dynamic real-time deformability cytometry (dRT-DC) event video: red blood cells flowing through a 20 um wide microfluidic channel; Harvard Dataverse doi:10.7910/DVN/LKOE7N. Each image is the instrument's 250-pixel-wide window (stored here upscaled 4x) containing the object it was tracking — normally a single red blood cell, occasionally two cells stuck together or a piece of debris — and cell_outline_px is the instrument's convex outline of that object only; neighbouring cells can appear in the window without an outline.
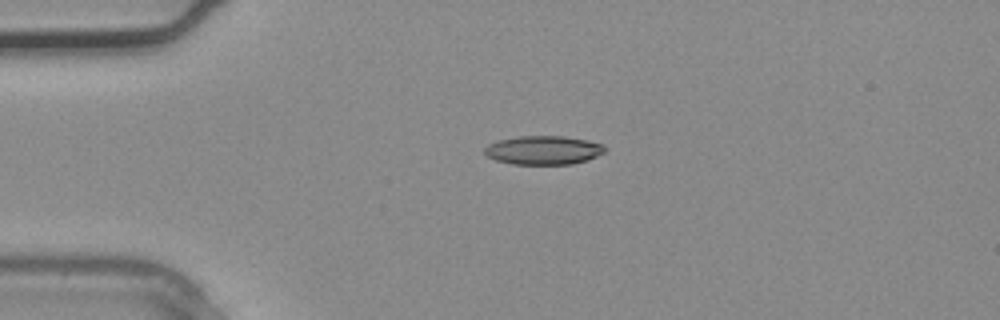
{"species": "common noctule bat (a hibernating species)", "species_latin": "Nyctalus noctula", "temperature_condition": "warm", "stored_images_in_passage": 3, "camera_frame_rate_fps": 3000, "um_per_image_px": 0.085, "animal": {"sex": "male", "body_mass_g": 20.4}, "frame": {"image": 1, "passage_image": 2, "time_ms": 0.333, "image_size_px": [1000, 320], "cell_outline_px": [[608, 148], [604, 152], [588, 160], [572, 164], [512, 164], [496, 160], [488, 156], [484, 152], [484, 148], [488, 144], [500, 140], [520, 136], [564, 136], [588, 140], [604, 144]], "centroid_in_image_um": [46.23, 12.76], "position_along_channel_um": 38.8, "area_um2": 20.23}}
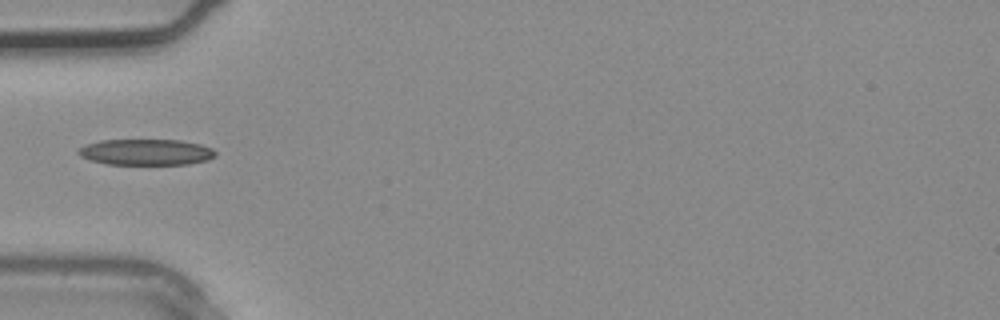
{"frame": {"image": 2, "passage_image": 3, "time_ms": 0.667, "image_size_px": [1000, 320], "cell_outline_px": [[216, 156], [208, 160], [188, 164], [108, 164], [88, 160], [80, 156], [76, 152], [84, 144], [100, 140], [180, 140], [200, 144], [212, 148], [216, 152]], "centroid_in_image_um": [12.39, 12.93], "position_along_channel_um": 72.6, "area_um2": 20.92}}